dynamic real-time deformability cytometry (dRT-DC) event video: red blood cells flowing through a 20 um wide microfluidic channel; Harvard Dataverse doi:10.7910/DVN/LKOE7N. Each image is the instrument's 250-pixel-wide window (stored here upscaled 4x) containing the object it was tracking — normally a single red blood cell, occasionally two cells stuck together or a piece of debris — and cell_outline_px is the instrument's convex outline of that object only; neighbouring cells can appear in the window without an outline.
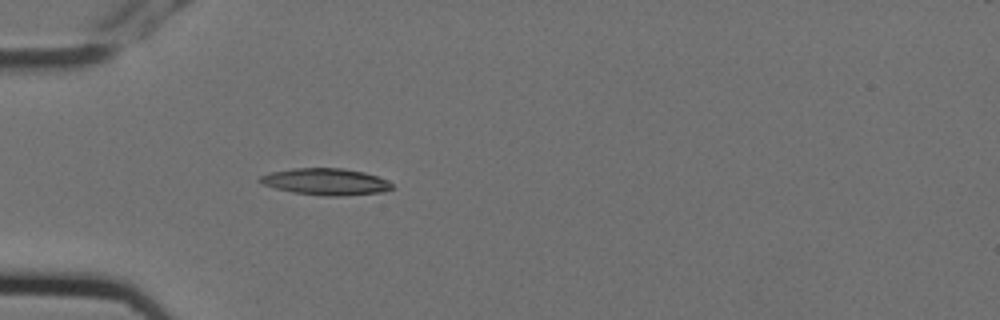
{"species": "Egyptian fruit bat (a non-hibernating species)", "species_latin": "Rousettus aegyptiacus", "temperature_condition": "cold", "stored_images_in_passage": 5, "camera_frame_rate_fps": 3000, "um_per_image_px": 0.085, "animal": {"sex": "female"}, "frame": {"image": 1, "passage_image": 5, "time_ms": 1.333, "image_size_px": [1000, 320], "cell_outline_px": [[392, 188], [380, 192], [340, 196], [324, 196], [292, 192], [276, 188], [264, 184], [256, 180], [260, 176], [272, 172], [292, 168], [344, 168], [364, 172], [388, 180], [392, 184]], "centroid_in_image_um": [27.67, 15.44], "position_along_channel_um": 57.3, "area_um2": 20.4}}